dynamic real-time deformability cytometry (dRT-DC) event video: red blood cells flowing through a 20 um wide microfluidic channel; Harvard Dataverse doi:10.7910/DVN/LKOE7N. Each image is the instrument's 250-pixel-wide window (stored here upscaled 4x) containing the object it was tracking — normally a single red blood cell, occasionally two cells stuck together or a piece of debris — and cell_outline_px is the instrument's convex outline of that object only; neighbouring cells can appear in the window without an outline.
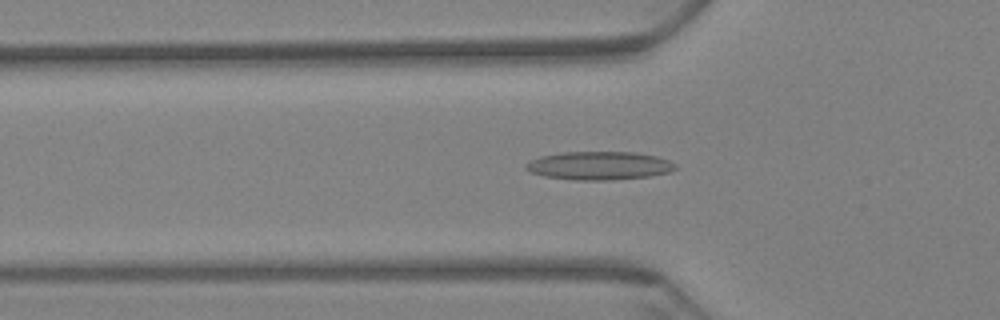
{"species": "Egyptian fruit bat (a non-hibernating species)", "species_latin": "Rousettus aegyptiacus", "temperature_condition": "warm", "stored_images_in_passage": 46, "camera_frame_rate_fps": 3000, "um_per_image_px": 0.085, "animal": {"sex": "female"}, "frame": {"image": 1, "passage_image": 6, "time_ms": 1.667, "image_size_px": [1000, 320], "cell_outline_px": [[676, 168], [668, 172], [648, 176], [612, 180], [572, 180], [544, 176], [528, 172], [524, 168], [524, 164], [540, 156], [560, 152], [632, 152], [656, 156], [668, 160], [676, 164]], "centroid_in_image_um": [50.87, 14.08], "position_along_channel_um": 74.9, "area_um2": 24.74}}
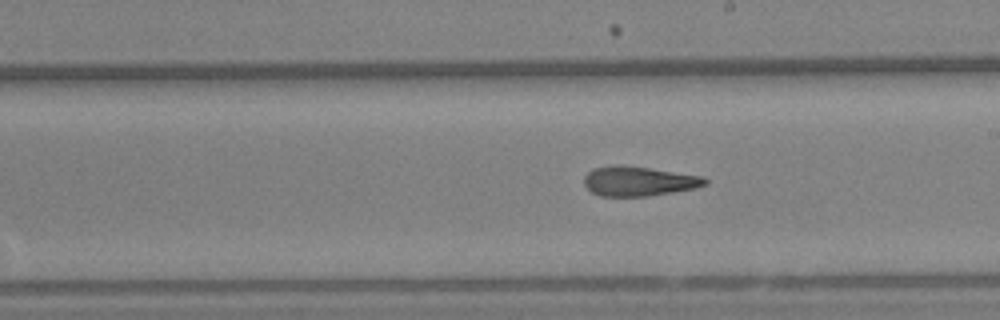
{"frame": {"image": 2, "passage_image": 21, "time_ms": 6.667, "image_size_px": [1000, 320], "cell_outline_px": [[708, 184], [696, 188], [648, 196], [600, 196], [592, 192], [584, 184], [584, 176], [592, 168], [616, 164], [620, 164], [704, 176], [708, 180]], "centroid_in_image_um": [54.29, 15.39], "position_along_channel_um": 234.7, "area_um2": 20.98}}
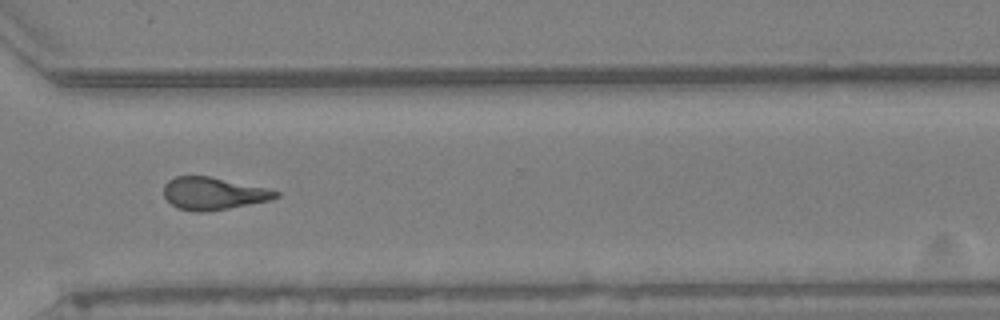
{"frame": {"image": 3, "passage_image": 32, "time_ms": 10.333, "image_size_px": [1000, 320], "cell_outline_px": [[280, 196], [272, 200], [228, 208], [204, 212], [196, 212], [176, 208], [164, 196], [164, 184], [168, 180], [176, 176], [208, 176], [264, 188], [280, 192]], "centroid_in_image_um": [18.11, 16.45], "position_along_channel_um": 352.5, "area_um2": 20.98}, "authors_computed_cell_mechanics": {"area_um2": 20.8947, "velocity_mm_per_s": 3.2035, "shape_relaxation_time_tau1_ms": null, "shape_relaxation_time_tau2_ms": 2.6096, "deformation_change_tau1": null, "deformation_change_tau2": 0.1253}}